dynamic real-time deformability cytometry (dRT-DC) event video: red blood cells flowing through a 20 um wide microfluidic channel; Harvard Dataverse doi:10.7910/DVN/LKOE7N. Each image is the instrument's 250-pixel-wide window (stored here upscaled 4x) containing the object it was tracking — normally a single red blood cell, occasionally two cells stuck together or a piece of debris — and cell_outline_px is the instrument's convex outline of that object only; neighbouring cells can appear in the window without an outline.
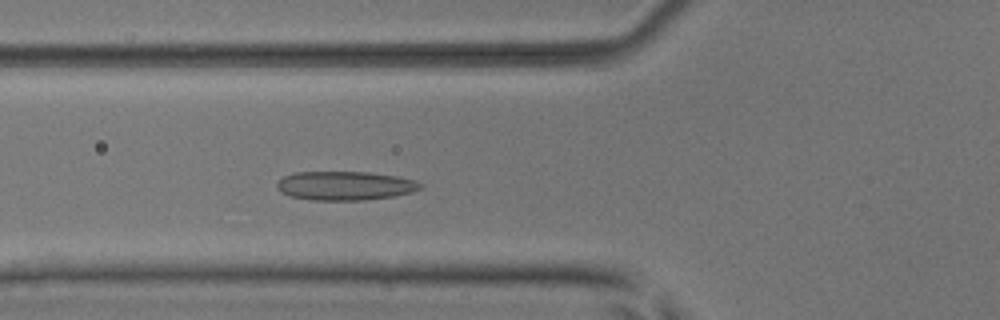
{"species": "common noctule bat (a hibernating species)", "species_latin": "Nyctalus noctula", "temperature_condition": "room temperature", "stored_images_in_passage": 49, "camera_frame_rate_fps": 3000, "um_per_image_px": 0.085, "animal": {"sex": "male", "body_mass_g": 17.9, "forearm_length_mm": 54.2}, "frame": {"image": 1, "passage_image": 16, "time_ms": 5.0, "image_size_px": [1000, 320], "cell_outline_px": [[424, 188], [412, 192], [396, 196], [364, 200], [312, 200], [292, 196], [280, 192], [276, 188], [276, 180], [284, 176], [296, 172], [368, 172], [396, 176], [416, 180], [424, 184]], "centroid_in_image_um": [29.35, 15.78], "position_along_channel_um": 96.4, "area_um2": 24.45}}
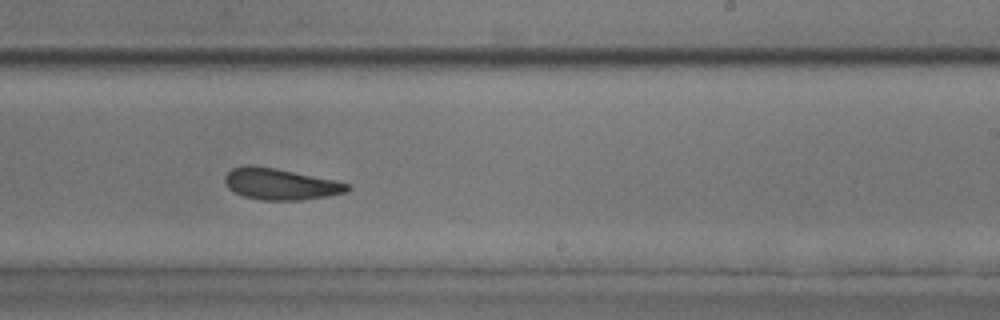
{"frame": {"image": 2, "passage_image": 29, "time_ms": 9.333, "image_size_px": [1000, 320], "cell_outline_px": [[352, 188], [344, 192], [328, 196], [304, 200], [260, 200], [244, 196], [228, 188], [224, 180], [224, 176], [232, 168], [248, 164], [276, 168], [336, 180], [352, 184]], "centroid_in_image_um": [23.86, 15.64], "position_along_channel_um": 265.1, "area_um2": 22.54}}
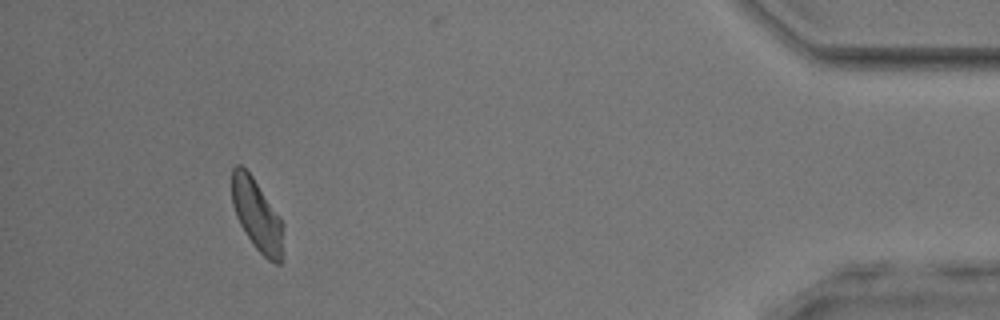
{"frame": {"image": 3, "passage_image": 45, "time_ms": 14.667, "image_size_px": [1000, 320], "cell_outline_px": [[284, 228], [280, 264], [276, 264], [268, 260], [256, 248], [240, 224], [236, 216], [232, 204], [232, 168], [236, 164], [240, 164], [252, 176], [280, 216], [284, 224]], "centroid_in_image_um": [21.85, 18.27], "position_along_channel_um": 413.4, "area_um2": 21.33}, "authors_computed_cell_mechanics": {"area_um2": 22.7732, "velocity_mm_per_s": 3.9101, "shape_relaxation_time_tau1_ms": 5.7217, "shape_relaxation_time_tau2_ms": 2.0108, "deformation_change_tau1": 0.125, "deformation_change_tau2": 0.084}}